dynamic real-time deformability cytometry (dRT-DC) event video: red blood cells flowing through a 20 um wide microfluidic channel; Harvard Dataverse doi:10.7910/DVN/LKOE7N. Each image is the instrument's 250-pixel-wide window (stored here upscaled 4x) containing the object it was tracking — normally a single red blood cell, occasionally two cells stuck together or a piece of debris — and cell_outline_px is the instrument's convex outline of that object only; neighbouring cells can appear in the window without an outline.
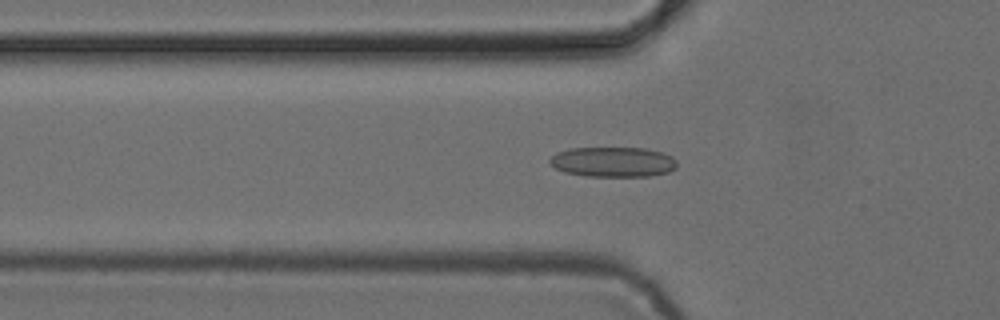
{"species": "common noctule bat (a hibernating species)", "species_latin": "Nyctalus noctula", "temperature_condition": "cold", "stored_images_in_passage": 53, "camera_frame_rate_fps": 3000, "um_per_image_px": 0.085, "animal": {"sex": "female", "body_mass_g": 24.6, "forearm_length_mm": 56.2}, "frame": {"image": 1, "passage_image": 18, "time_ms": 5.667, "image_size_px": [1000, 320], "cell_outline_px": [[676, 168], [668, 172], [648, 176], [584, 176], [564, 172], [548, 164], [548, 160], [556, 152], [572, 148], [644, 148], [660, 152], [672, 156], [676, 160]], "centroid_in_image_um": [52.07, 13.76], "position_along_channel_um": 73.7, "area_um2": 22.31}}
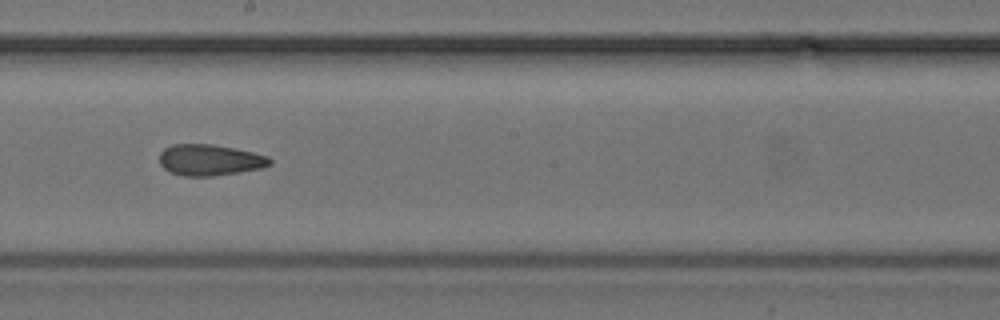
{"frame": {"image": 2, "passage_image": 30, "time_ms": 9.667, "image_size_px": [1000, 320], "cell_outline_px": [[272, 164], [260, 168], [240, 172], [212, 176], [184, 176], [172, 172], [164, 168], [160, 164], [160, 152], [164, 148], [172, 144], [212, 144], [236, 148], [268, 156], [272, 160]], "centroid_in_image_um": [17.84, 13.59], "position_along_channel_um": 230.4, "area_um2": 20.06}}
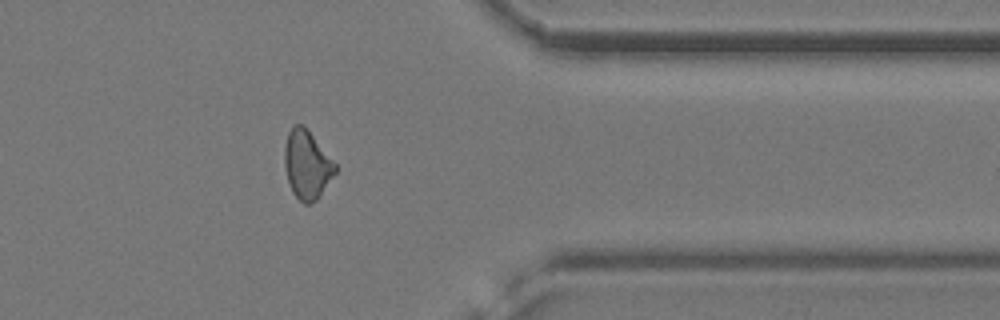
{"frame": {"image": 3, "passage_image": 43, "time_ms": 14.0, "image_size_px": [1000, 320], "cell_outline_px": [[336, 172], [320, 196], [312, 204], [304, 204], [292, 192], [288, 180], [284, 164], [284, 148], [288, 132], [292, 124], [300, 124], [312, 136], [336, 164]], "centroid_in_image_um": [26.07, 14.03], "position_along_channel_um": 385.3, "area_um2": 19.94}, "authors_computed_cell_mechanics": {"area_um2": 20.808, "velocity_mm_per_s": 3.8984, "shape_relaxation_time_tau1_ms": null, "shape_relaxation_time_tau2_ms": 3.724, "deformation_change_tau1": null, "deformation_change_tau2": 0.1049}}